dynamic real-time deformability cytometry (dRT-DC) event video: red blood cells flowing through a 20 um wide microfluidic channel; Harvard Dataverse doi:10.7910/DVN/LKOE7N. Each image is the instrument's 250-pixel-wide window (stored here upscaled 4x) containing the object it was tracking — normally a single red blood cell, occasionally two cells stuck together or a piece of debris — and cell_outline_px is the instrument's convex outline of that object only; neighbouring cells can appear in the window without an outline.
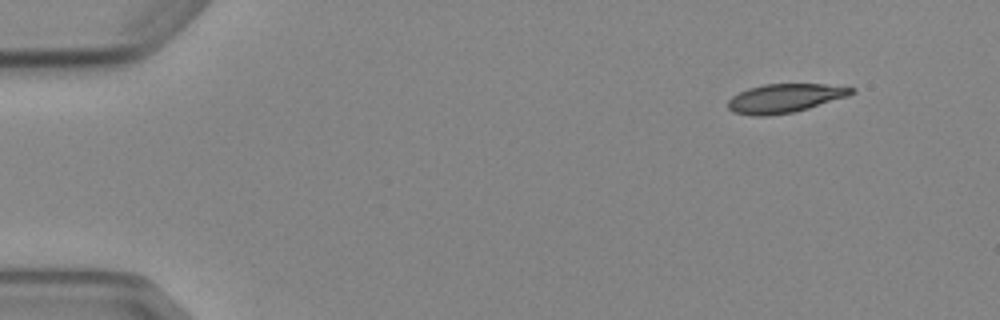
{"species": "Egyptian fruit bat (a non-hibernating species)", "species_latin": "Rousettus aegyptiacus", "temperature_condition": "cold", "stored_images_in_passage": 4, "camera_frame_rate_fps": 3000, "um_per_image_px": 0.085, "animal": {"sex": "female"}, "frame": {"image": 1, "passage_image": 1, "time_ms": 0.0, "image_size_px": [1000, 320], "cell_outline_px": [[856, 92], [848, 96], [808, 108], [792, 112], [768, 116], [752, 116], [732, 112], [728, 108], [728, 100], [732, 96], [748, 88], [764, 84], [824, 84], [856, 88]], "centroid_in_image_um": [66.7, 8.35], "position_along_channel_um": 18.3, "area_um2": 20.75}}
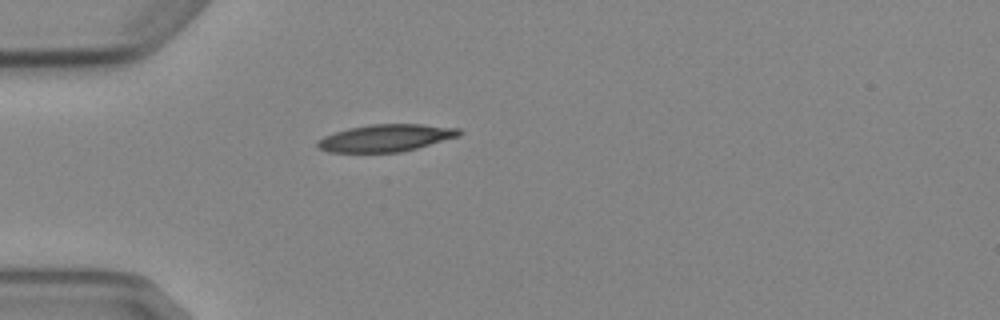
{"frame": {"image": 2, "passage_image": 4, "time_ms": 3.333, "image_size_px": [1000, 320], "cell_outline_px": [[464, 132], [460, 136], [416, 148], [400, 152], [328, 152], [320, 148], [316, 144], [316, 140], [324, 136], [348, 128], [372, 124], [420, 124], [460, 128]], "centroid_in_image_um": [32.82, 11.72], "position_along_channel_um": 52.2, "area_um2": 22.43}}